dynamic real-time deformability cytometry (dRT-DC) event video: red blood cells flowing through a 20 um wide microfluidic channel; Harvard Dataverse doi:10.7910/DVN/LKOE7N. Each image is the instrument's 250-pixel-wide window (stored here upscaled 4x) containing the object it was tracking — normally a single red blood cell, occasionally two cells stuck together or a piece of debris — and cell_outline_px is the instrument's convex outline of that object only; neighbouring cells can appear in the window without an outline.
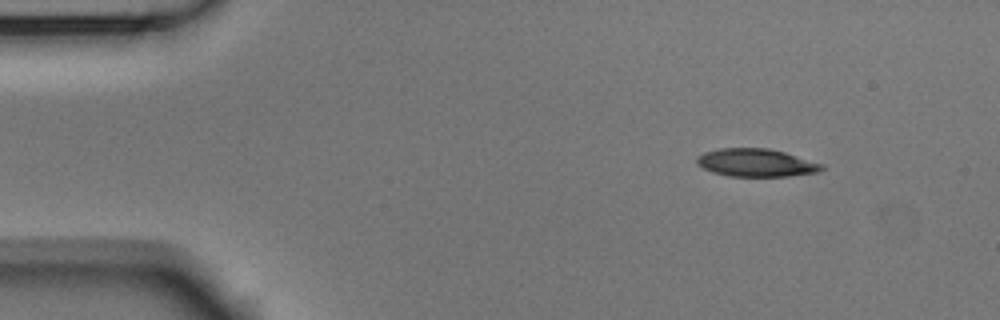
{"species": "Egyptian fruit bat (a non-hibernating species)", "species_latin": "Rousettus aegyptiacus", "temperature_condition": "room temperature", "stored_images_in_passage": 5, "camera_frame_rate_fps": 3000, "um_per_image_px": 0.085, "animal": {"sex": "male"}, "frame": {"image": 1, "passage_image": 1, "time_ms": 0.0, "image_size_px": [1000, 320], "cell_outline_px": [[824, 168], [816, 172], [788, 176], [732, 176], [712, 172], [696, 164], [696, 156], [704, 152], [720, 148], [768, 148], [784, 152], [824, 164]], "centroid_in_image_um": [64.24, 13.82], "position_along_channel_um": 20.8, "area_um2": 20.23}}
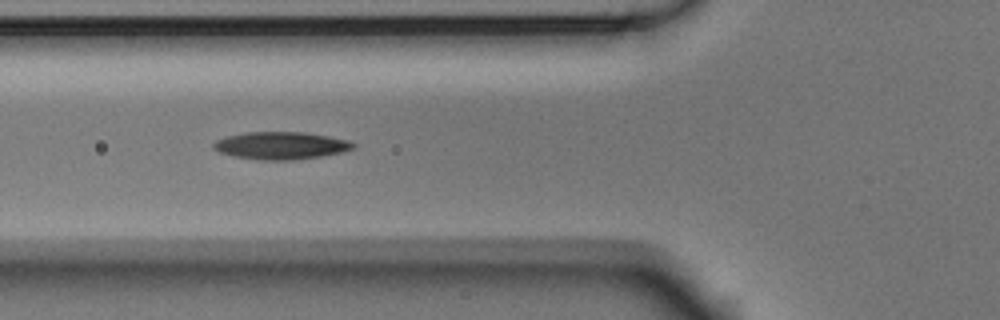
{"frame": {"image": 2, "passage_image": 4, "time_ms": 1.0, "image_size_px": [1000, 320], "cell_outline_px": [[356, 148], [340, 152], [320, 156], [292, 160], [260, 160], [232, 156], [220, 152], [212, 148], [212, 144], [216, 140], [228, 136], [244, 132], [308, 132], [348, 140], [356, 144]], "centroid_in_image_um": [23.87, 12.37], "position_along_channel_um": 101.9, "area_um2": 22.43}}
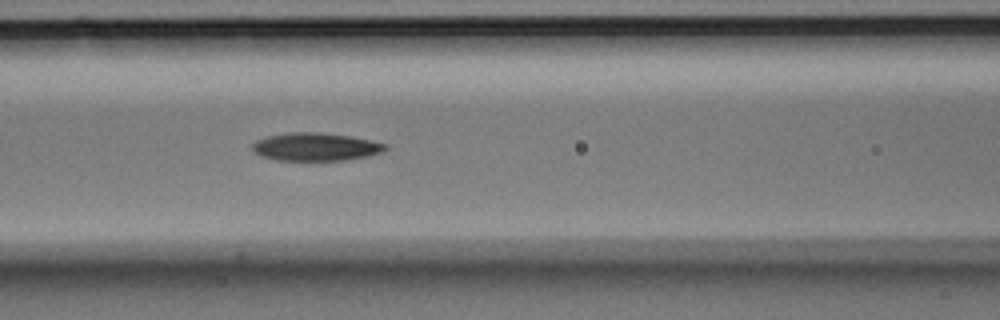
{"frame": {"image": 3, "passage_image": 5, "time_ms": 1.333, "image_size_px": [1000, 320], "cell_outline_px": [[388, 148], [380, 152], [368, 156], [344, 160], [276, 160], [260, 156], [252, 152], [252, 144], [256, 140], [268, 136], [288, 132], [320, 132], [352, 136], [372, 140], [388, 144]], "centroid_in_image_um": [26.82, 12.47], "position_along_channel_um": 139.8, "area_um2": 21.91}}